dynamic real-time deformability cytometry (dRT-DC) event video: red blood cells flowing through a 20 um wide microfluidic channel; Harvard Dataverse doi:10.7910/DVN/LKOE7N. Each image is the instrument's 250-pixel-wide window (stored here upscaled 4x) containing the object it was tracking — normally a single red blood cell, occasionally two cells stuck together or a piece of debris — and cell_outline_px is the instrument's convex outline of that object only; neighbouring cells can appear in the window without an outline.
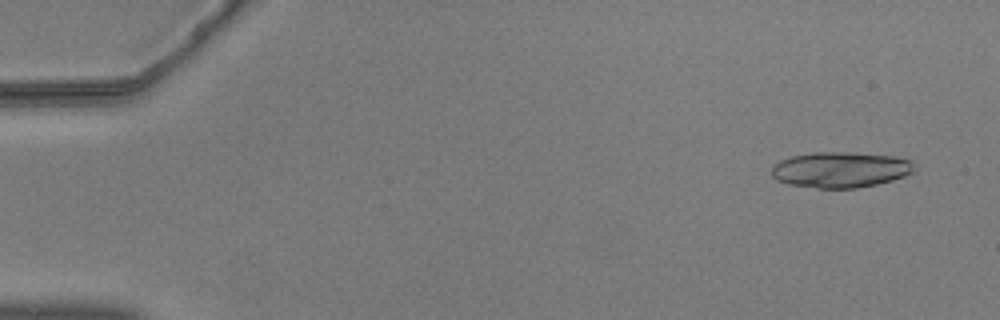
{"species": "common noctule bat (a hibernating species)", "species_latin": "Nyctalus noctula", "temperature_condition": "warm", "stored_images_in_passage": 17, "camera_frame_rate_fps": 3000, "um_per_image_px": 0.085, "animal": {"sex": "male", "body_mass_g": 20.5, "forearm_length_mm": 52.5}, "frame": {"image": 1, "passage_image": 1, "time_ms": 0.0, "image_size_px": [1000, 320], "cell_outline_px": [[916, 172], [892, 180], [876, 184], [856, 188], [820, 188], [788, 184], [776, 180], [772, 176], [772, 164], [780, 160], [792, 156], [816, 152], [848, 152], [896, 156], [912, 160]], "centroid_in_image_um": [71.46, 14.42], "position_along_channel_um": 13.5, "area_um2": 29.88}}